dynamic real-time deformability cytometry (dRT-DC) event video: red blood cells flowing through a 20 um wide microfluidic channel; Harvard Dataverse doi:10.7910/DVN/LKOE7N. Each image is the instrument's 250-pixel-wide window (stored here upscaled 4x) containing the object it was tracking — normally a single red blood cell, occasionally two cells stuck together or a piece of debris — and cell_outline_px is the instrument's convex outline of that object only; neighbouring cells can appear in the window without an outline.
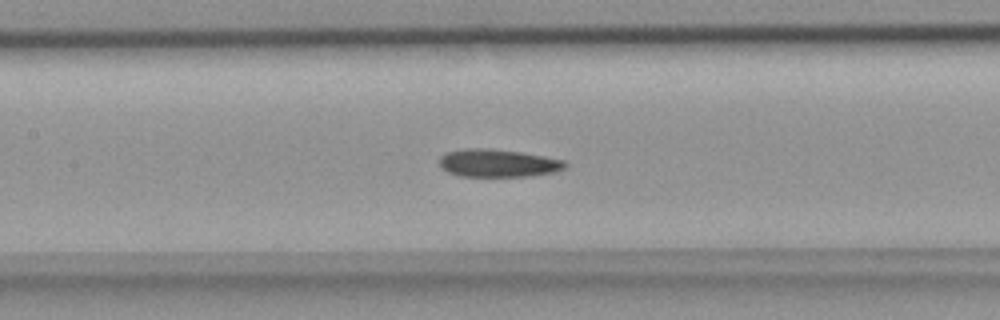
{"species": "common noctule bat (a hibernating species)", "species_latin": "Nyctalus noctula", "temperature_condition": "room temperature", "stored_images_in_passage": 35, "camera_frame_rate_fps": 3000, "um_per_image_px": 0.085, "animal": {"sex": "female", "body_mass_g": 18.4}, "frame": {"image": 1, "passage_image": 9, "time_ms": 2.667, "image_size_px": [1000, 320], "cell_outline_px": [[568, 164], [564, 168], [556, 172], [528, 176], [460, 176], [448, 172], [440, 168], [440, 156], [448, 152], [468, 148], [488, 148], [520, 152], [544, 156], [564, 160]], "centroid_in_image_um": [42.33, 13.87], "position_along_channel_um": 165.1, "area_um2": 20.35}}
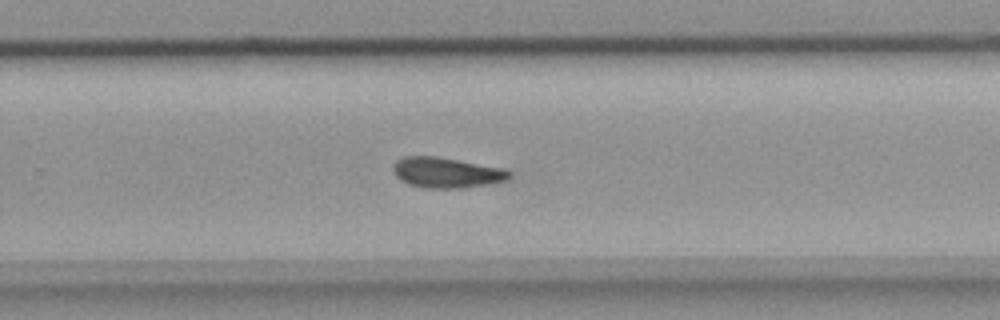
{"frame": {"image": 2, "passage_image": 18, "time_ms": 5.667, "image_size_px": [1000, 320], "cell_outline_px": [[512, 176], [508, 180], [488, 184], [464, 188], [424, 188], [408, 184], [400, 180], [396, 176], [392, 168], [392, 164], [396, 160], [404, 156], [436, 156], [460, 160], [504, 168], [512, 172]], "centroid_in_image_um": [37.96, 14.67], "position_along_channel_um": 291.8, "area_um2": 20.92}}
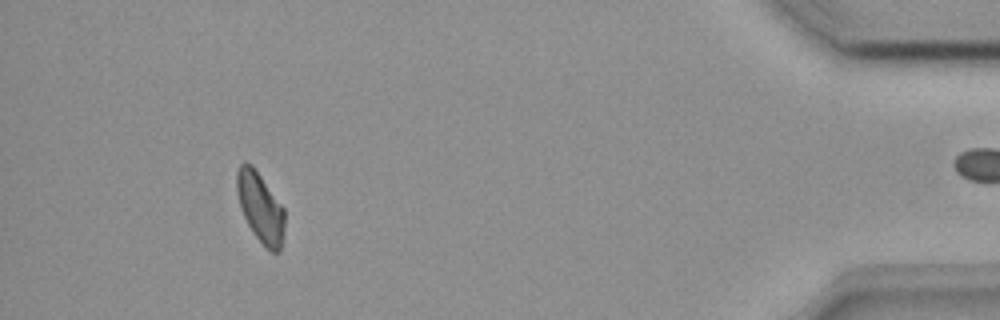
{"frame": {"image": 3, "passage_image": 31, "time_ms": 10.0, "image_size_px": [1000, 320], "cell_outline_px": [[284, 232], [280, 252], [272, 252], [264, 248], [252, 232], [244, 216], [236, 192], [236, 172], [240, 164], [244, 160], [252, 164], [284, 208]], "centroid_in_image_um": [22.12, 17.64], "position_along_channel_um": 413.1, "area_um2": 19.65}}